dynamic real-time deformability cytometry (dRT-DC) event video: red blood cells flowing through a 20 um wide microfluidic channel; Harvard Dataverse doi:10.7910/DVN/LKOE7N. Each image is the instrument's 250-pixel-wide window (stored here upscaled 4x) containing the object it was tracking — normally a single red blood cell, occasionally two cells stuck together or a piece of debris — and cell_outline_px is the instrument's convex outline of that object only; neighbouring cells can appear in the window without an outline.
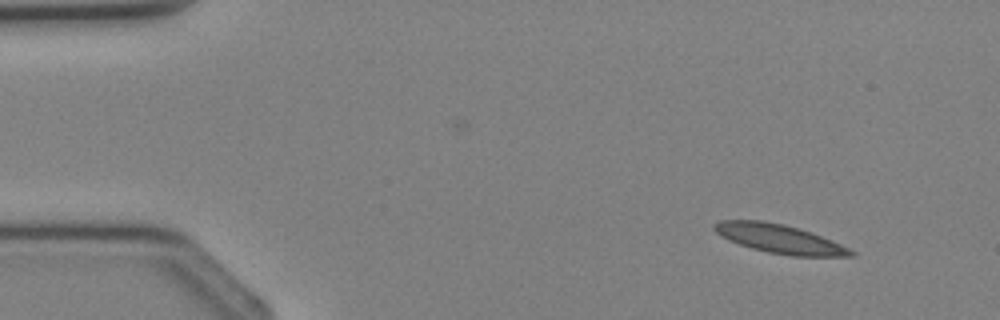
{"species": "Egyptian fruit bat (a non-hibernating species)", "species_latin": "Rousettus aegyptiacus", "temperature_condition": "cold", "stored_images_in_passage": 4, "camera_frame_rate_fps": 3000, "um_per_image_px": 0.085, "animal": {"sex": "female"}, "frame": {"image": 1, "passage_image": 1, "time_ms": 0.0, "image_size_px": [1000, 320], "cell_outline_px": [[856, 256], [792, 256], [768, 252], [752, 248], [728, 240], [720, 236], [712, 228], [712, 224], [720, 220], [764, 220], [784, 224], [800, 228], [812, 232], [832, 240], [856, 252]], "centroid_in_image_um": [66.24, 20.28], "position_along_channel_um": 18.8, "area_um2": 23.12}}